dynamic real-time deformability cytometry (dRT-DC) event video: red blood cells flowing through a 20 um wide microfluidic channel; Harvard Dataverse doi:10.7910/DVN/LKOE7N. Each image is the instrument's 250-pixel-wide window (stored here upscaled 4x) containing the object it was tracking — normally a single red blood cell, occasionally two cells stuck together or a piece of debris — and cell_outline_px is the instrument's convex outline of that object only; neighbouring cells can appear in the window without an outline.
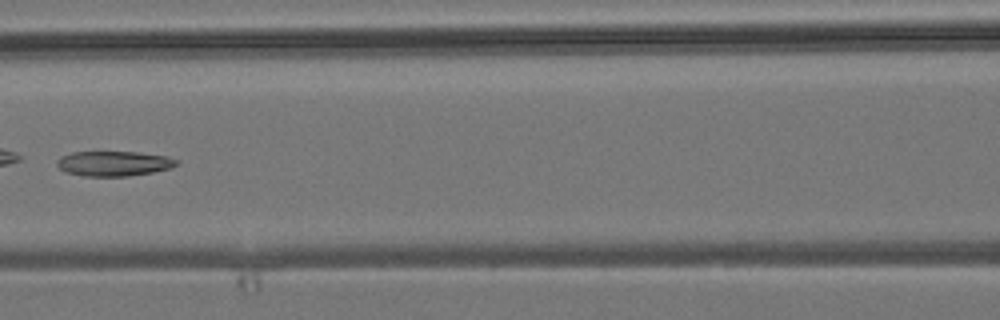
{"species": "common noctule bat (a hibernating species)", "species_latin": "Nyctalus noctula", "temperature_condition": "room temperature", "stored_images_in_passage": 6, "camera_frame_rate_fps": 3000, "um_per_image_px": 0.085, "animal": {"sex": "male", "body_mass_g": 19.2, "forearm_length_mm": 51.8}, "frame": {"image": 1, "passage_image": 6, "time_ms": 5.667, "image_size_px": [1000, 320], "cell_outline_px": [[180, 164], [168, 168], [152, 172], [128, 176], [84, 176], [64, 172], [56, 164], [56, 160], [60, 156], [72, 152], [136, 152], [168, 156], [180, 160]], "centroid_in_image_um": [9.67, 13.89], "position_along_channel_um": 156.9, "area_um2": 17.51}}